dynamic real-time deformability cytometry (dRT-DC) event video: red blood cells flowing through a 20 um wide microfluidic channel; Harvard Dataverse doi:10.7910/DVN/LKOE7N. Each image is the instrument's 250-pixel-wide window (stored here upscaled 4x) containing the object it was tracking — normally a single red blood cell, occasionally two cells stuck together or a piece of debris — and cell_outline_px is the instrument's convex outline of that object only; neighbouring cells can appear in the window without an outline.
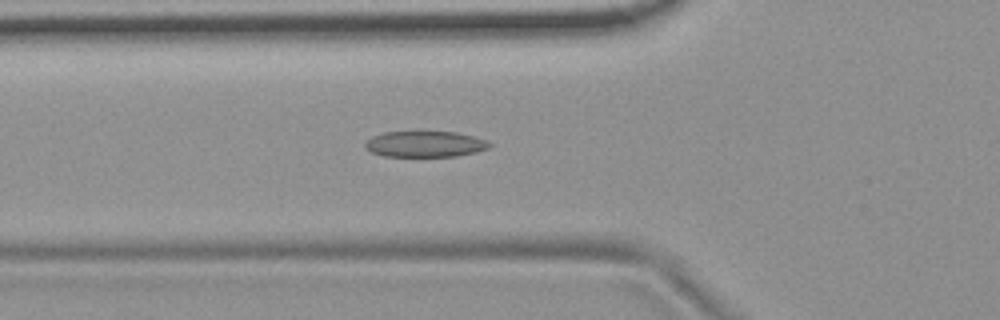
{"species": "common noctule bat (a hibernating species)", "species_latin": "Nyctalus noctula", "temperature_condition": "room temperature", "stored_images_in_passage": 50, "camera_frame_rate_fps": 3000, "um_per_image_px": 0.085, "animal": {"sex": "female", "body_mass_g": 19.9}, "frame": {"image": 1, "passage_image": 15, "time_ms": 4.667, "image_size_px": [1000, 320], "cell_outline_px": [[492, 144], [488, 148], [476, 152], [456, 156], [384, 156], [372, 152], [364, 148], [364, 144], [372, 136], [384, 132], [456, 132], [488, 140]], "centroid_in_image_um": [36.13, 12.25], "position_along_channel_um": 89.7, "area_um2": 18.73}}
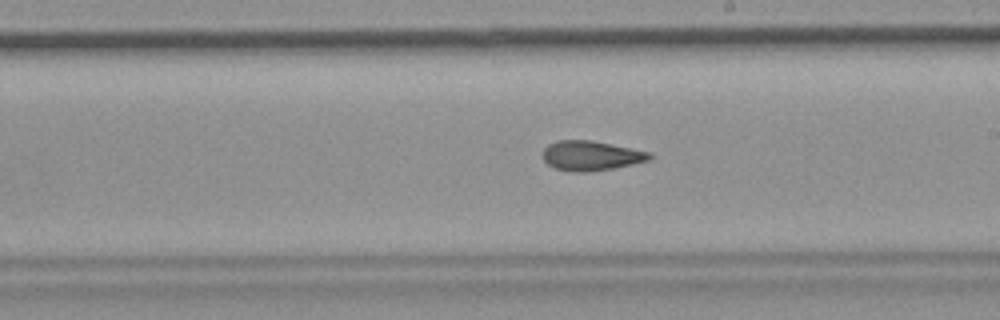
{"frame": {"image": 2, "passage_image": 27, "time_ms": 8.667, "image_size_px": [1000, 320], "cell_outline_px": [[652, 156], [648, 160], [632, 164], [612, 168], [588, 172], [572, 172], [556, 168], [548, 164], [544, 160], [544, 148], [548, 144], [556, 140], [592, 140], [652, 152]], "centroid_in_image_um": [50.24, 13.22], "position_along_channel_um": 238.8, "area_um2": 18.44}}
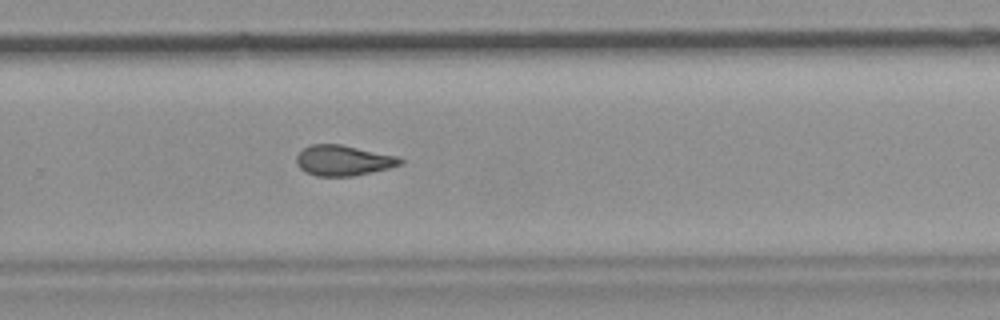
{"frame": {"image": 3, "passage_image": 32, "time_ms": 10.333, "image_size_px": [1000, 320], "cell_outline_px": [[404, 164], [372, 172], [352, 176], [316, 176], [300, 168], [296, 164], [296, 156], [304, 148], [312, 144], [340, 144], [396, 156], [404, 160]], "centroid_in_image_um": [29.18, 13.64], "position_along_channel_um": 300.6, "area_um2": 18.26}, "authors_computed_cell_mechanics": {"area_um2": 18.7561, "velocity_mm_per_s": 3.7273, "shape_relaxation_time_tau1_ms": null, "shape_relaxation_time_tau2_ms": 3.3067, "deformation_change_tau1": null, "deformation_change_tau2": 0.0982}}